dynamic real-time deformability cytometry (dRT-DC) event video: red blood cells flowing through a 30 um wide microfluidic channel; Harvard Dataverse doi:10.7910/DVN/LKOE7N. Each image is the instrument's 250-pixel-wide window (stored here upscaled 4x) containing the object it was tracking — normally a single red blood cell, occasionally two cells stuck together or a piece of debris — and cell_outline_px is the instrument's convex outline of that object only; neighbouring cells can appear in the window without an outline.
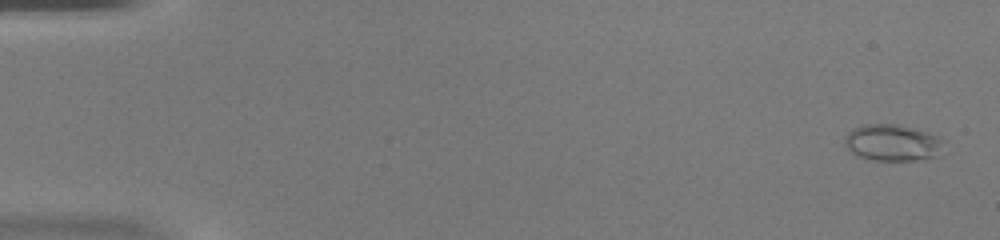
{"species": "common noctule bat (a hibernating species)", "species_latin": "Nyctalus noctula", "temperature_condition": "warm", "stored_images_in_passage": 48, "camera_frame_rate_fps": 3000, "um_per_image_px": 0.085, "animal": {"sex": "female", "body_mass_g": 20.0, "forearm_length_mm": 54.0}, "frame": {"image": 1, "passage_image": 2, "time_ms": 0.333, "image_size_px": [1000, 240], "cell_outline_px": [[944, 140], [936, 156], [916, 160], [872, 160], [860, 156], [852, 152], [844, 144], [844, 136], [852, 128], [864, 124], [896, 124], [912, 128], [940, 136]], "centroid_in_image_um": [75.82, 12.11], "position_along_channel_um": 9.2, "area_um2": 20.92}}
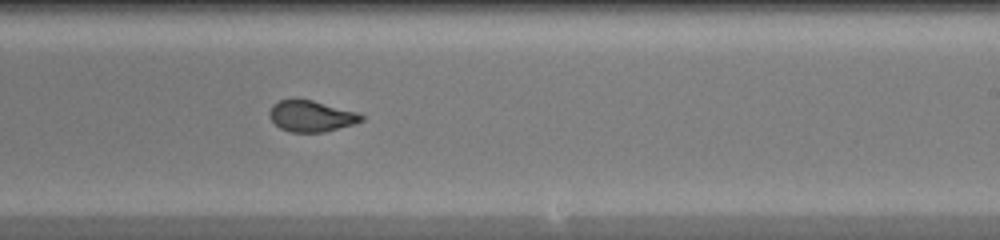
{"frame": {"image": 2, "passage_image": 30, "time_ms": 9.667, "image_size_px": [1000, 240], "cell_outline_px": [[364, 120], [352, 124], [324, 132], [292, 132], [280, 128], [268, 116], [268, 112], [272, 104], [280, 100], [292, 96], [296, 96], [312, 100], [356, 112], [364, 116]], "centroid_in_image_um": [26.38, 9.83], "position_along_channel_um": 262.6, "area_um2": 16.94}}
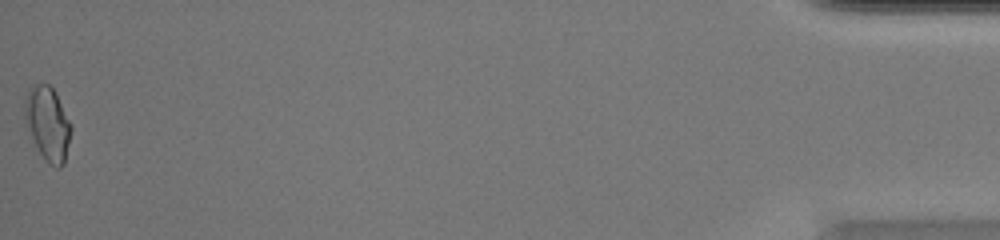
{"frame": {"image": 3, "passage_image": 48, "time_ms": 15.667, "image_size_px": [1000, 240], "cell_outline_px": [[72, 128], [64, 164], [60, 168], [56, 168], [40, 152], [24, 120], [24, 100], [28, 88], [32, 84], [48, 84], [56, 92], [72, 124]], "centroid_in_image_um": [4.06, 10.44], "position_along_channel_um": 431.1, "area_um2": 19.83}}